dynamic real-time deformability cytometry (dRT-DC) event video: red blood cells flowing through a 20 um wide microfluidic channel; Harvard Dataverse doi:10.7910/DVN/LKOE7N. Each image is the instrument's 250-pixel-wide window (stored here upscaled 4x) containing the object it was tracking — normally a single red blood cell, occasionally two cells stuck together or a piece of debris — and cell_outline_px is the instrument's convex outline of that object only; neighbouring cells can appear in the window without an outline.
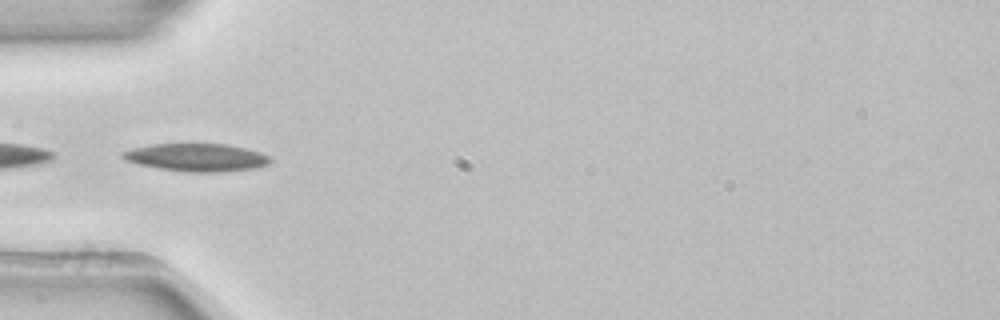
{"species": "common noctule bat (a hibernating species)", "species_latin": "Nyctalus noctula", "temperature_condition": "room temperature", "stored_images_in_passage": 21, "camera_frame_rate_fps": 3000, "um_per_image_px": 0.085, "animal": {"sex": "female", "body_mass_g": 22.7, "forearm_length_mm": 54.2}, "frame": {"image": 1, "passage_image": 7, "time_ms": 2.0, "image_size_px": [1000, 320], "cell_outline_px": [[272, 160], [268, 164], [256, 168], [224, 172], [184, 172], [156, 168], [136, 164], [124, 160], [120, 156], [120, 152], [132, 148], [152, 144], [228, 144], [248, 148], [272, 156]], "centroid_in_image_um": [16.71, 13.39], "position_along_channel_um": 68.3, "area_um2": 24.45}}